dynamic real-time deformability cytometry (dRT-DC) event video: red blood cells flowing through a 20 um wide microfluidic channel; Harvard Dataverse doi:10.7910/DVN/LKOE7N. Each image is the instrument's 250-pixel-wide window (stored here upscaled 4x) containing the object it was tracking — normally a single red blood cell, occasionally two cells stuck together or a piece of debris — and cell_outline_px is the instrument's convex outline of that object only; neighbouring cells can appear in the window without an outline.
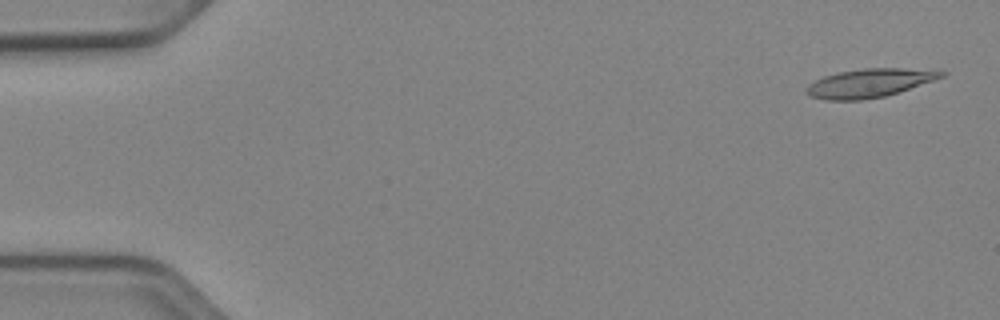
{"species": "Egyptian fruit bat (a non-hibernating species)", "species_latin": "Rousettus aegyptiacus", "temperature_condition": "cold", "stored_images_in_passage": 52, "camera_frame_rate_fps": 3000, "um_per_image_px": 0.085, "animal": {"sex": "female"}, "frame": {"image": 1, "passage_image": 2, "time_ms": 0.333, "image_size_px": [1000, 320], "cell_outline_px": [[948, 72], [944, 76], [884, 96], [860, 100], [824, 100], [812, 96], [804, 92], [804, 88], [808, 84], [824, 76], [836, 72], [864, 68], [940, 68]], "centroid_in_image_um": [73.92, 7.03], "position_along_channel_um": 11.1, "area_um2": 22.66}}
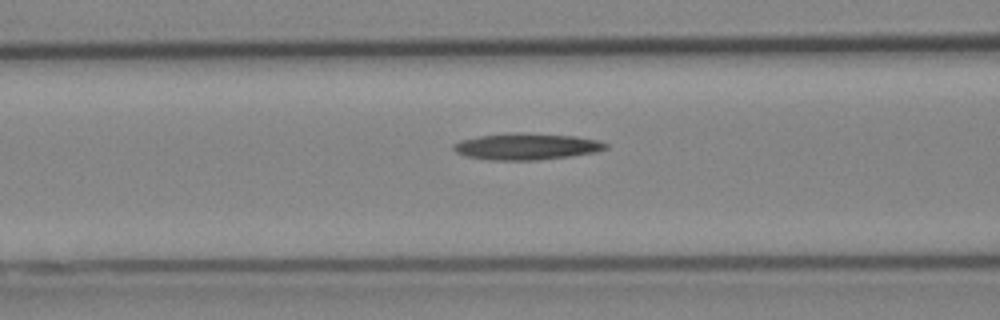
{"frame": {"image": 2, "passage_image": 21, "time_ms": 6.667, "image_size_px": [1000, 320], "cell_outline_px": [[608, 148], [596, 152], [568, 156], [536, 160], [488, 160], [464, 156], [456, 152], [452, 148], [452, 144], [460, 140], [480, 136], [512, 132], [520, 132], [576, 136], [596, 140], [608, 144]], "centroid_in_image_um": [44.71, 12.45], "position_along_channel_um": 121.9, "area_um2": 23.58}}
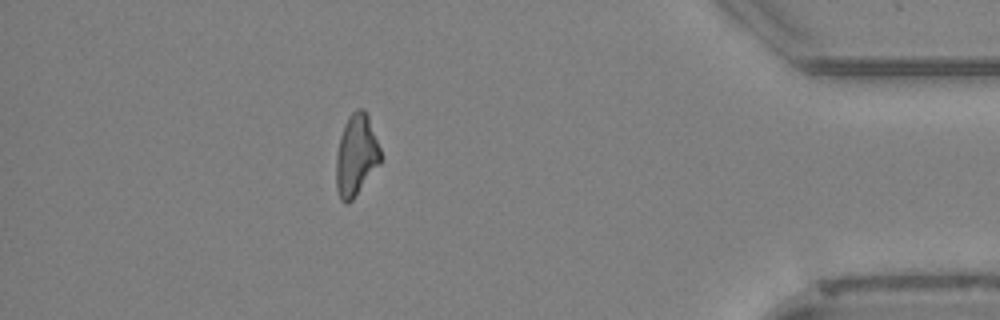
{"frame": {"image": 3, "passage_image": 46, "time_ms": 15.0, "image_size_px": [1000, 320], "cell_outline_px": [[380, 164], [352, 200], [348, 204], [344, 204], [340, 200], [336, 188], [336, 152], [340, 136], [344, 124], [348, 116], [356, 108], [364, 108], [368, 112], [380, 148]], "centroid_in_image_um": [30.26, 13.17], "position_along_channel_um": 404.9, "area_um2": 21.44}}